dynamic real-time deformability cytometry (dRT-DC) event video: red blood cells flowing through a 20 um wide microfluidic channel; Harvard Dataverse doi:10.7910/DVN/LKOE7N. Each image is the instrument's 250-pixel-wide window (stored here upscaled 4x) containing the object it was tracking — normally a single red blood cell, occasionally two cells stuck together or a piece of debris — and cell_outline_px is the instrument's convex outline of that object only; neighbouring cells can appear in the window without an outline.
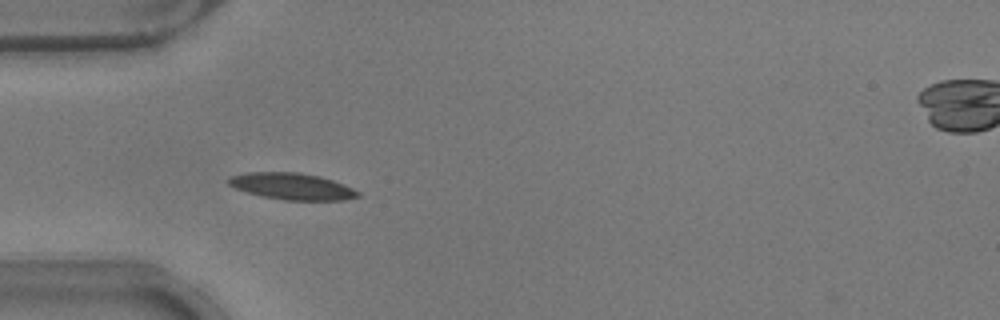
{"species": "common noctule bat (a hibernating species)", "species_latin": "Nyctalus noctula", "temperature_condition": "warm", "stored_images_in_passage": 33, "camera_frame_rate_fps": 3000, "um_per_image_px": 0.085, "animal": {"sex": "male", "body_mass_g": 17.9}, "frame": {"image": 1, "passage_image": 1, "time_ms": 0.0, "image_size_px": [1000, 320], "cell_outline_px": [[360, 196], [344, 200], [284, 200], [260, 196], [236, 188], [228, 184], [228, 180], [232, 176], [248, 172], [300, 172], [320, 176], [344, 184], [360, 192]], "centroid_in_image_um": [24.85, 15.84], "position_along_channel_um": 60.2, "area_um2": 20.0}}
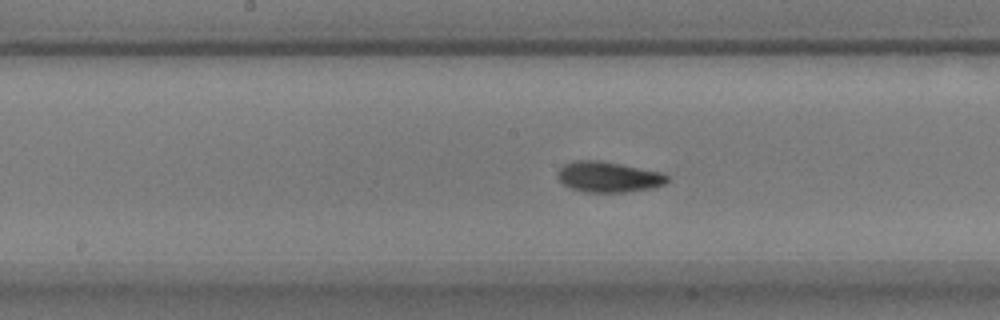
{"frame": {"image": 2, "passage_image": 12, "time_ms": 3.667, "image_size_px": [1000, 320], "cell_outline_px": [[668, 180], [664, 184], [652, 188], [624, 192], [584, 192], [572, 188], [564, 184], [556, 176], [560, 168], [564, 164], [572, 160], [600, 160], [660, 172], [668, 176]], "centroid_in_image_um": [51.68, 15.03], "position_along_channel_um": 196.5, "area_um2": 19.42}}
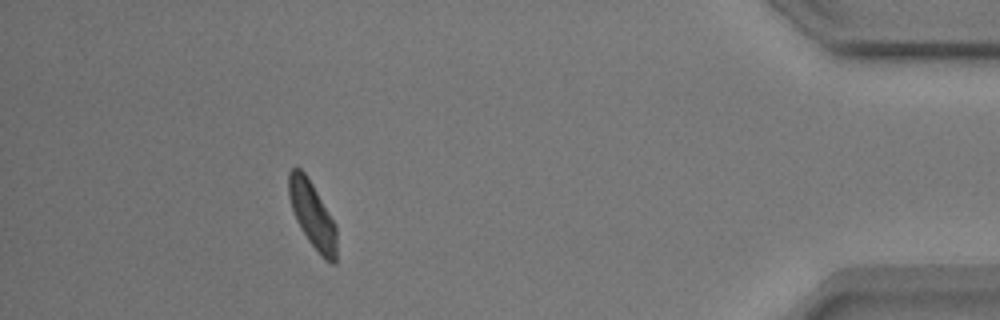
{"frame": {"image": 3, "passage_image": 33, "time_ms": 10.667, "image_size_px": [1000, 320], "cell_outline_px": [[336, 264], [332, 264], [324, 260], [308, 240], [300, 228], [296, 220], [288, 196], [288, 172], [292, 168], [300, 168], [308, 176], [336, 224]], "centroid_in_image_um": [26.55, 18.26], "position_along_channel_um": 408.6, "area_um2": 18.67}, "authors_computed_cell_mechanics": {"area_um2": 18.7272, "velocity_mm_per_s": 3.7811, "shape_relaxation_time_tau1_ms": 2.3457, "shape_relaxation_time_tau2_ms": 2.0673, "deformation_change_tau1": 0.1254, "deformation_change_tau2": 0.081}}